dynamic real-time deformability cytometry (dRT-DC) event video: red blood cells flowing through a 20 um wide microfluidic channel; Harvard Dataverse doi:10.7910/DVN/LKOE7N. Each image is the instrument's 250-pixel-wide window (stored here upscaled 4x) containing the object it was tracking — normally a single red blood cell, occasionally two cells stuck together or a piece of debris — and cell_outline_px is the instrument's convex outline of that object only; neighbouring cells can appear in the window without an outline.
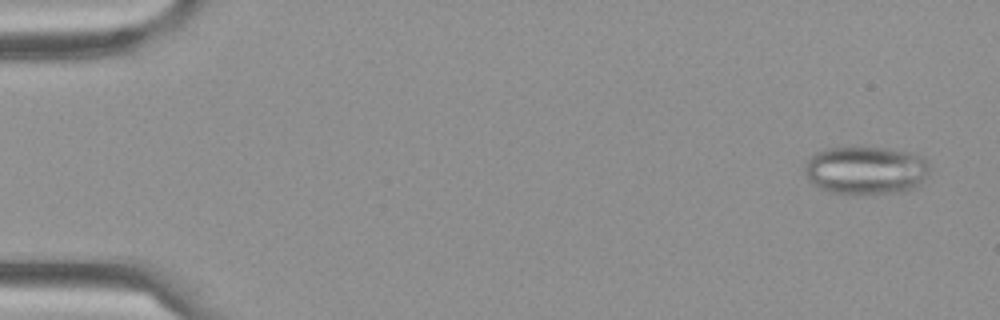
{"species": "Egyptian fruit bat (a non-hibernating species)", "species_latin": "Rousettus aegyptiacus", "temperature_condition": "cold", "stored_images_in_passage": 59, "camera_frame_rate_fps": 3000, "um_per_image_px": 0.085, "frame": {"image": 1, "passage_image": 3, "time_ms": 0.667, "image_size_px": [1000, 320], "cell_outline_px": [[928, 172], [924, 180], [916, 188], [900, 192], [860, 196], [852, 196], [828, 192], [812, 184], [808, 180], [804, 172], [804, 164], [808, 156], [816, 152], [832, 148], [880, 148], [908, 152], [924, 156], [928, 164]], "centroid_in_image_um": [73.56, 14.52], "position_along_channel_um": 11.4, "area_um2": 35.84}}
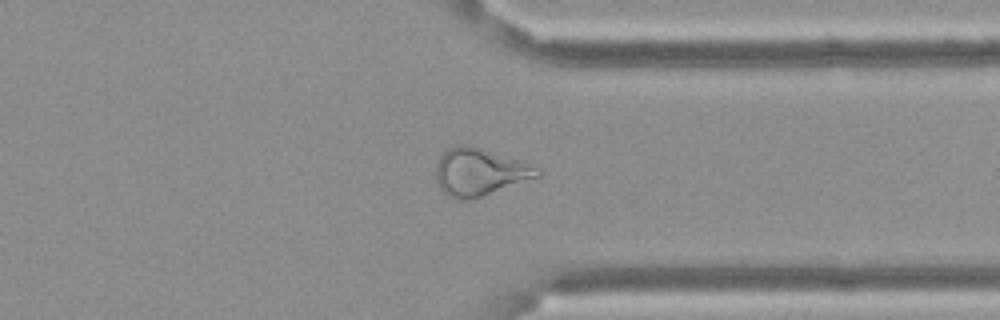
{"frame": {"image": 2, "passage_image": 46, "time_ms": 15.0, "image_size_px": [1000, 320], "cell_outline_px": [[540, 176], [472, 200], [456, 200], [448, 196], [440, 188], [436, 180], [436, 164], [440, 156], [448, 148], [456, 144], [468, 144], [540, 168]], "centroid_in_image_um": [40.71, 14.64], "position_along_channel_um": 370.7, "area_um2": 27.86}}
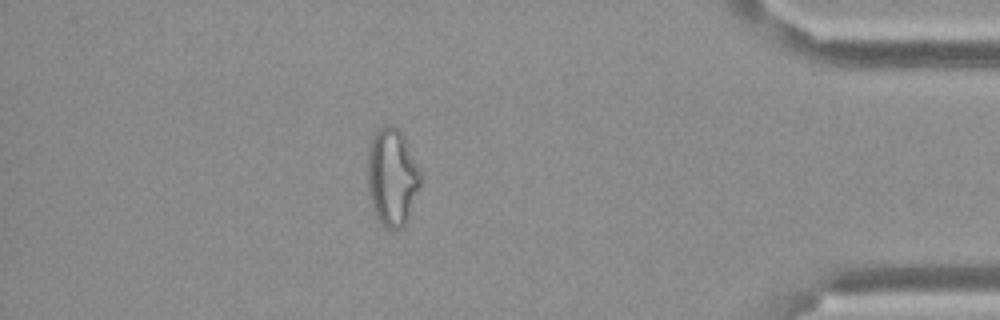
{"frame": {"image": 3, "passage_image": 52, "time_ms": 17.0, "image_size_px": [1000, 320], "cell_outline_px": [[420, 184], [408, 220], [400, 228], [392, 232], [384, 228], [380, 224], [376, 216], [368, 192], [368, 148], [372, 136], [376, 128], [384, 124], [392, 124], [400, 132], [420, 172]], "centroid_in_image_um": [33.29, 15.09], "position_along_channel_um": 401.9, "area_um2": 30.0}, "authors_computed_cell_mechanics": {"area_um2": 29.3046, "velocity_mm_per_s": 3.4193, "shape_relaxation_time_tau1_ms": null, "shape_relaxation_time_tau2_ms": 3.1521, "deformation_change_tau1": null, "deformation_change_tau2": 0.1369}}